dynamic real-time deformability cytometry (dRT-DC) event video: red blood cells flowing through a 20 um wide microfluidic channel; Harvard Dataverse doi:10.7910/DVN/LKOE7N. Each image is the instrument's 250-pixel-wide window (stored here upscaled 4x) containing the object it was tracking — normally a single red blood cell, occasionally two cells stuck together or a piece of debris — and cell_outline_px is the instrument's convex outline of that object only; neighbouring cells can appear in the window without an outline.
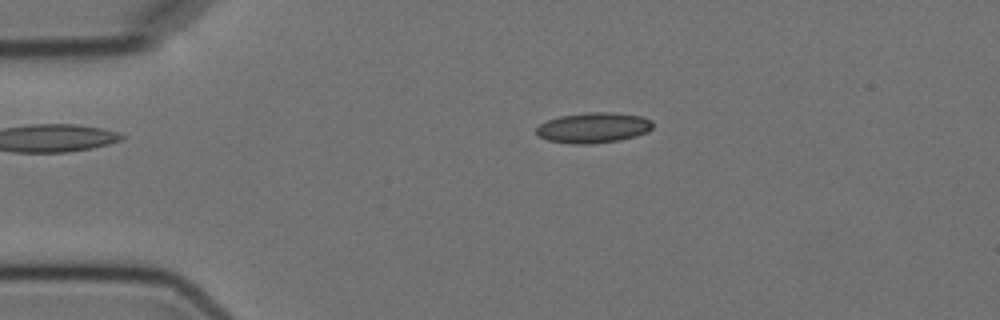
{"species": "Egyptian fruit bat (a non-hibernating species)", "species_latin": "Rousettus aegyptiacus", "temperature_condition": "cold", "stored_images_in_passage": 4, "camera_frame_rate_fps": 3000, "um_per_image_px": 0.085, "animal": {"sex": "female"}, "frame": {"image": 1, "passage_image": 1, "time_ms": 0.0, "image_size_px": [1000, 320], "cell_outline_px": [[652, 128], [648, 132], [636, 136], [620, 140], [592, 144], [572, 144], [548, 140], [536, 136], [536, 128], [540, 124], [548, 120], [560, 116], [588, 112], [612, 112], [640, 116], [652, 120]], "centroid_in_image_um": [50.43, 10.86], "position_along_channel_um": 34.6, "area_um2": 20.75}}
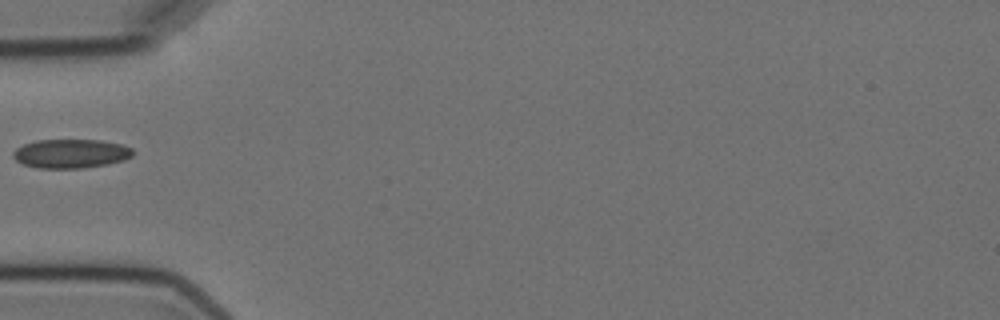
{"frame": {"image": 2, "passage_image": 3, "time_ms": 2.333, "image_size_px": [1000, 320], "cell_outline_px": [[132, 156], [124, 160], [108, 164], [84, 168], [36, 168], [24, 164], [16, 160], [12, 156], [12, 152], [16, 148], [24, 144], [36, 140], [100, 140], [120, 144], [132, 148]], "centroid_in_image_um": [6.0, 13.06], "position_along_channel_um": 79.0, "area_um2": 20.23}}
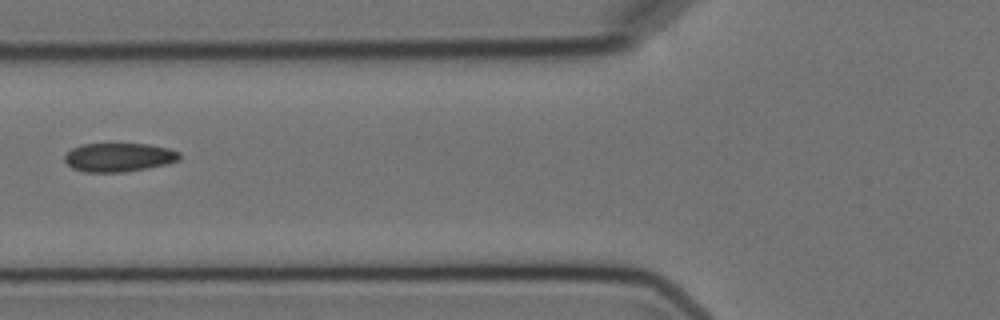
{"frame": {"image": 3, "passage_image": 4, "time_ms": 3.333, "image_size_px": [1000, 320], "cell_outline_px": [[180, 160], [148, 168], [124, 172], [84, 172], [72, 168], [64, 160], [64, 156], [72, 148], [80, 144], [148, 144], [168, 148], [180, 152]], "centroid_in_image_um": [10.09, 13.37], "position_along_channel_um": 115.7, "area_um2": 19.25}}